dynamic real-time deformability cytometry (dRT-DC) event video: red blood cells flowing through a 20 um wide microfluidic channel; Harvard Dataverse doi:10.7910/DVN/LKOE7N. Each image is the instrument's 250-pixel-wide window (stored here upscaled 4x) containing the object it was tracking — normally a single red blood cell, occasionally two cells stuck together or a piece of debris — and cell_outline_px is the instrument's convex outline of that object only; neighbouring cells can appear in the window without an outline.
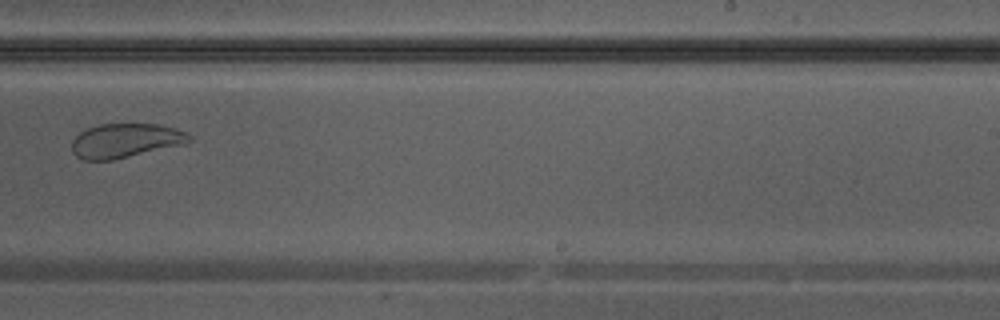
{"species": "Egyptian fruit bat (a non-hibernating species)", "species_latin": "Rousettus aegyptiacus", "temperature_condition": "warm", "stored_images_in_passage": 36, "camera_frame_rate_fps": 3000, "um_per_image_px": 0.085, "animal": {"sex": "male"}, "frame": {"image": 1, "passage_image": 21, "time_ms": 6.667, "image_size_px": [1000, 320], "cell_outline_px": [[192, 140], [180, 144], [112, 160], [84, 160], [76, 156], [72, 152], [72, 140], [80, 132], [88, 128], [100, 124], [156, 124], [172, 128], [184, 132], [192, 136]], "centroid_in_image_um": [10.59, 11.95], "position_along_channel_um": 278.4, "area_um2": 22.89}}
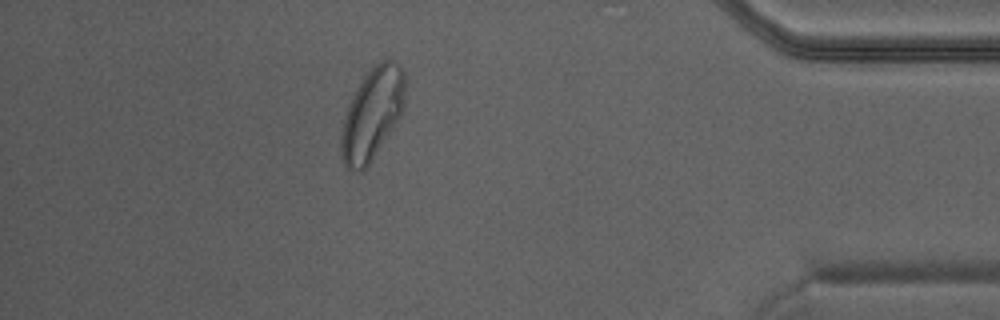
{"frame": {"image": 2, "passage_image": 31, "time_ms": 10.0, "image_size_px": [1000, 320], "cell_outline_px": [[404, 108], [400, 116], [368, 164], [360, 172], [348, 168], [344, 164], [340, 152], [340, 136], [344, 116], [356, 88], [372, 64], [388, 56], [396, 60], [404, 72]], "centroid_in_image_um": [31.63, 9.6], "position_along_channel_um": 403.6, "area_um2": 34.04}}